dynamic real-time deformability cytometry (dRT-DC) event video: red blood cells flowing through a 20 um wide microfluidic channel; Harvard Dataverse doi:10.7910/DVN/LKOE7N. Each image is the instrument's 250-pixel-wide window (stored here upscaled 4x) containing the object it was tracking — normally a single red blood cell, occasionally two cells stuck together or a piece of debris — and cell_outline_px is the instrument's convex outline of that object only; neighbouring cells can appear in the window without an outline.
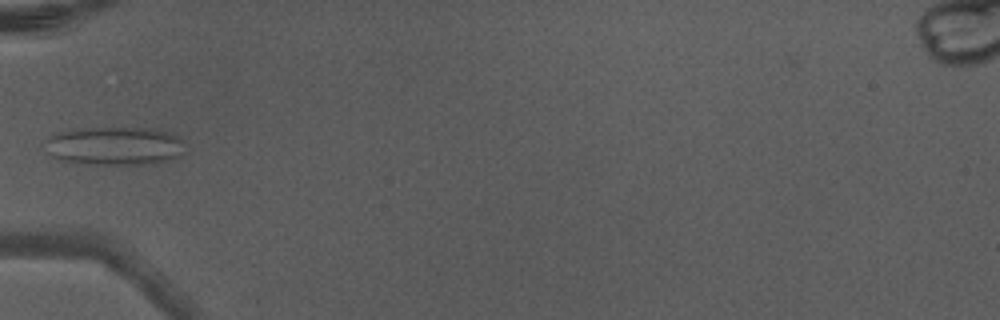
{"species": "Egyptian fruit bat (a non-hibernating species)", "species_latin": "Rousettus aegyptiacus", "temperature_condition": "warm", "stored_images_in_passage": 7, "camera_frame_rate_fps": 3000, "um_per_image_px": 0.085, "animal": {"sex": "male"}, "frame": {"image": 1, "passage_image": 6, "time_ms": 1.667, "image_size_px": [1000, 320], "cell_outline_px": [[184, 152], [180, 156], [172, 160], [156, 164], [88, 164], [60, 160], [44, 152], [40, 148], [40, 144], [44, 140], [56, 132], [80, 128], [152, 128], [168, 132], [184, 140]], "centroid_in_image_um": [9.69, 12.41], "position_along_channel_um": 75.3, "area_um2": 32.25}}